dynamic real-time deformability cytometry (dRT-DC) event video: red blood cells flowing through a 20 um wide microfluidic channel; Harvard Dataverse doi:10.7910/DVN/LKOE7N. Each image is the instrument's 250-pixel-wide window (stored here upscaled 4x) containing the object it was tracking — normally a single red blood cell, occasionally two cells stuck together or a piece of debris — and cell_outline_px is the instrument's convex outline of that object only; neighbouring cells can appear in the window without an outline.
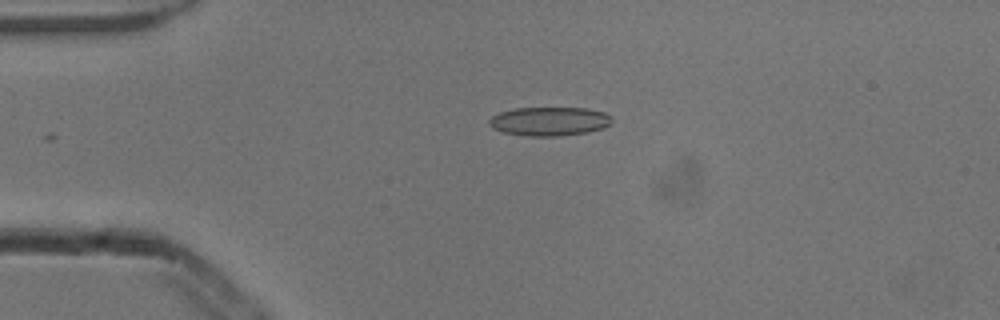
{"species": "common noctule bat (a hibernating species)", "species_latin": "Nyctalus noctula", "temperature_condition": "cold", "stored_images_in_passage": 3, "camera_frame_rate_fps": 3000, "um_per_image_px": 0.085, "animal": {"sex": "male", "body_mass_g": 13.3}, "frame": {"image": 1, "passage_image": 2, "time_ms": 0.333, "image_size_px": [1000, 320], "cell_outline_px": [[612, 120], [604, 128], [588, 132], [560, 136], [528, 136], [504, 132], [492, 128], [488, 124], [488, 120], [492, 116], [500, 112], [516, 108], [588, 108], [604, 112], [612, 116]], "centroid_in_image_um": [46.7, 10.31], "position_along_channel_um": 38.3, "area_um2": 20.69}}